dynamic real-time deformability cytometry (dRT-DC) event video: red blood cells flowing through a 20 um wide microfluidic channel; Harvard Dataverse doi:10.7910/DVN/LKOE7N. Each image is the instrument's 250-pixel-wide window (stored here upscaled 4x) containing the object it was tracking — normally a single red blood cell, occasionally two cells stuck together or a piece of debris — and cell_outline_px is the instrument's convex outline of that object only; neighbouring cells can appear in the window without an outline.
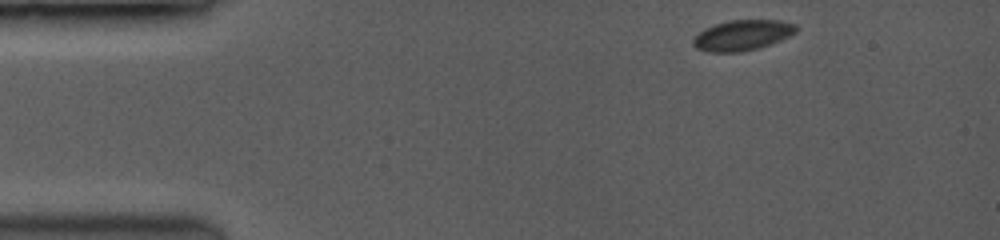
{"species": "common noctule bat (a hibernating species)", "species_latin": "Nyctalus noctula", "temperature_condition": "room temperature", "stored_images_in_passage": 17, "camera_frame_rate_fps": 3500, "um_per_image_px": 0.085, "animal": {"sex": "female", "body_mass_g": 19.0, "forearm_length_mm": 53.3}, "frame": {"image": 1, "passage_image": 1, "time_ms": 0.0, "image_size_px": [1000, 240], "cell_outline_px": [[796, 32], [788, 36], [768, 44], [756, 48], [736, 52], [712, 52], [696, 48], [692, 44], [692, 40], [700, 32], [716, 24], [732, 20], [776, 20], [792, 24], [796, 28]], "centroid_in_image_um": [63.06, 2.99], "position_along_channel_um": 21.9, "area_um2": 17.57}}
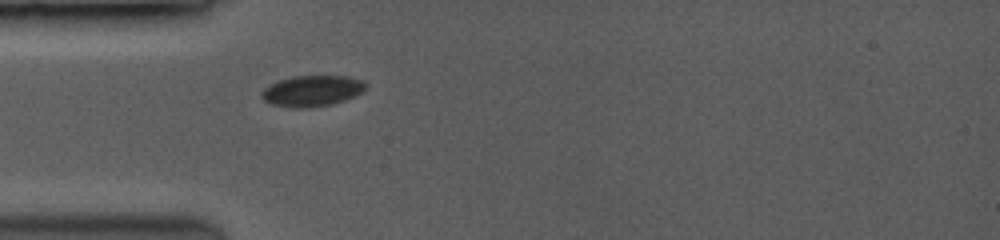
{"frame": {"image": 2, "passage_image": 7, "time_ms": 2.857, "image_size_px": [1000, 240], "cell_outline_px": [[364, 88], [360, 92], [344, 100], [332, 104], [272, 104], [264, 100], [260, 96], [264, 88], [280, 80], [292, 76], [344, 76], [360, 80], [364, 84]], "centroid_in_image_um": [26.51, 7.66], "position_along_channel_um": 58.5, "area_um2": 17.28}}
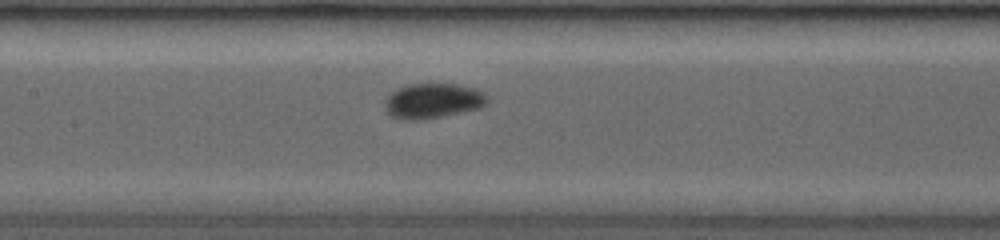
{"frame": {"image": 3, "passage_image": 13, "time_ms": 5.714, "image_size_px": [1000, 240], "cell_outline_px": [[484, 104], [476, 108], [436, 116], [408, 120], [404, 120], [392, 116], [388, 112], [388, 100], [392, 92], [408, 84], [456, 84], [472, 88], [480, 92], [484, 96]], "centroid_in_image_um": [36.75, 8.54], "position_along_channel_um": 170.7, "area_um2": 19.42}}